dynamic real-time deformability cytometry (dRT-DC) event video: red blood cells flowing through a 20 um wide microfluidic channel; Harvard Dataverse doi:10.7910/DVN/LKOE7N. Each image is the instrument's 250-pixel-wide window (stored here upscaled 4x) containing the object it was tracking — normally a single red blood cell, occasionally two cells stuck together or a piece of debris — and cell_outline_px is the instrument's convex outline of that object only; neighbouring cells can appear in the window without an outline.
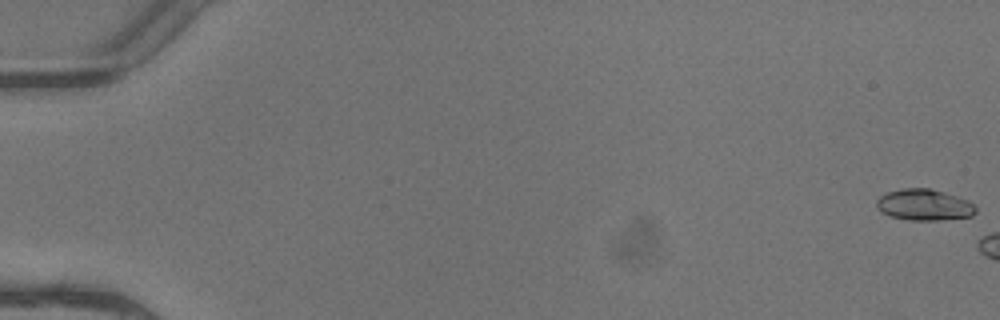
{"species": "common noctule bat (a hibernating species)", "species_latin": "Nyctalus noctula", "temperature_condition": "warm", "stored_images_in_passage": 7, "camera_frame_rate_fps": 3000, "um_per_image_px": 0.085, "animal": {"sex": "female"}, "frame": {"image": 1, "passage_image": 1, "time_ms": 0.0, "image_size_px": [1000, 320], "cell_outline_px": [[976, 212], [972, 216], [940, 220], [908, 220], [888, 216], [880, 212], [876, 208], [876, 200], [880, 196], [888, 192], [904, 188], [928, 188], [944, 192], [968, 200], [976, 204]], "centroid_in_image_um": [78.54, 17.42], "position_along_channel_um": 6.5, "area_um2": 18.26}}